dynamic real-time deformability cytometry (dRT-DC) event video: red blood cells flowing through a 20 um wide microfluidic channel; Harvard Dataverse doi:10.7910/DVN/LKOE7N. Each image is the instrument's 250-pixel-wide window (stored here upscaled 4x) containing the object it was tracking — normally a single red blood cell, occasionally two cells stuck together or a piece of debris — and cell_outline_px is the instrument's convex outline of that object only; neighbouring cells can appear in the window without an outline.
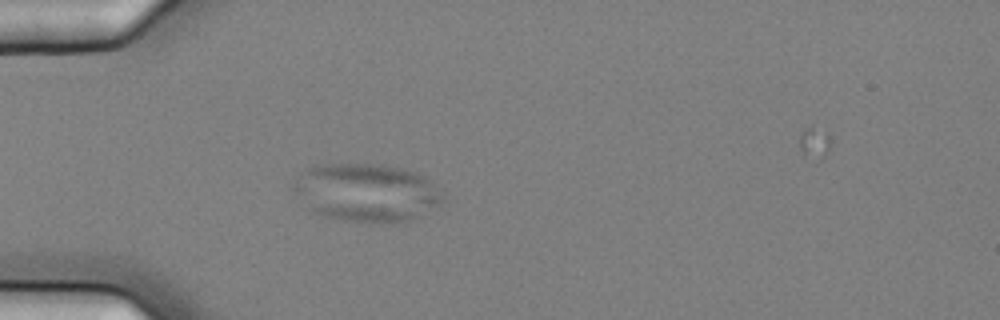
{"species": "common noctule bat (a hibernating species)", "species_latin": "Nyctalus noctula", "temperature_condition": "cold", "stored_images_in_passage": 40, "camera_frame_rate_fps": 3000, "um_per_image_px": 0.085, "animal": {"sex": "female", "body_mass_g": 25.1}, "frame": {"image": 1, "passage_image": 7, "time_ms": 2.0, "image_size_px": [1000, 320], "cell_outline_px": [[444, 200], [440, 204], [408, 220], [344, 220], [324, 216], [312, 212], [288, 188], [308, 168], [324, 164], [384, 164], [404, 168], [416, 172], [424, 176], [440, 192]], "centroid_in_image_um": [31.08, 16.32], "position_along_channel_um": 53.9, "area_um2": 49.59}}
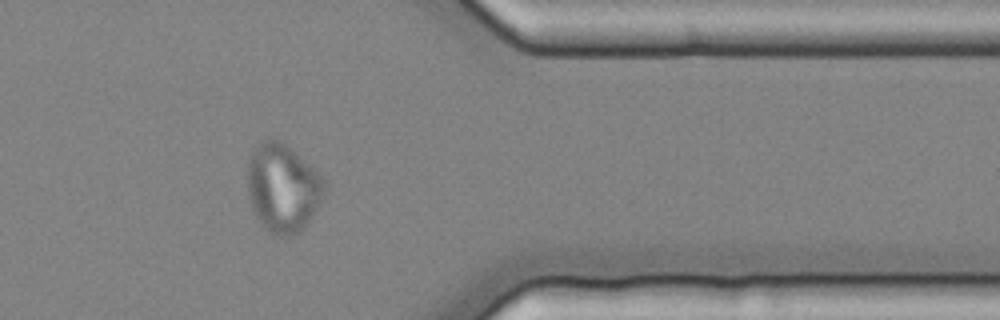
{"frame": {"image": 2, "passage_image": 37, "time_ms": 12.0, "image_size_px": [1000, 320], "cell_outline_px": [[328, 188], [324, 196], [308, 224], [300, 232], [288, 236], [280, 236], [268, 232], [260, 224], [252, 208], [248, 192], [248, 160], [252, 152], [264, 140], [280, 140], [316, 168], [328, 184]], "centroid_in_image_um": [24.08, 16.0], "position_along_channel_um": 387.3, "area_um2": 40.0}}